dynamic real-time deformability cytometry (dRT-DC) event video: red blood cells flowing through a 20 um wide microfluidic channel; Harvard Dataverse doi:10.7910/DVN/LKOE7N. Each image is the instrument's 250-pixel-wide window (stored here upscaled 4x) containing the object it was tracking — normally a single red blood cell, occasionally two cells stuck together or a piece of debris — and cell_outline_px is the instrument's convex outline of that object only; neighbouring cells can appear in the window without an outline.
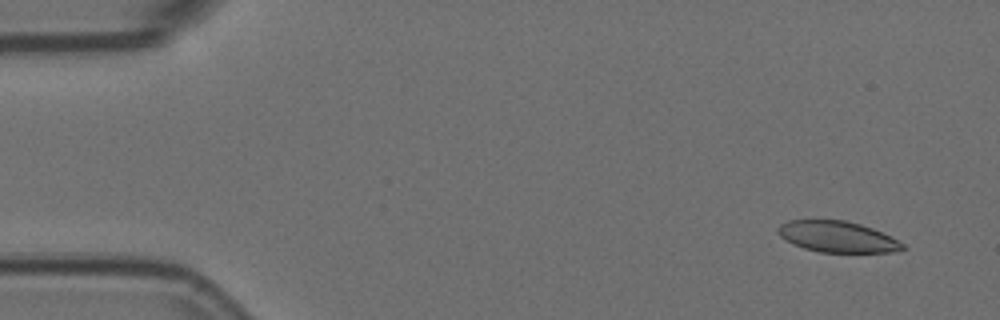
{"species": "Egyptian fruit bat (a non-hibernating species)", "species_latin": "Rousettus aegyptiacus", "temperature_condition": "room temperature", "stored_images_in_passage": 27, "camera_frame_rate_fps": 3000, "um_per_image_px": 0.085, "animal": {"sex": "female"}, "frame": {"image": 1, "passage_image": 3, "time_ms": 0.667, "image_size_px": [1000, 320], "cell_outline_px": [[908, 248], [892, 252], [820, 252], [804, 248], [792, 244], [780, 236], [776, 232], [776, 228], [780, 224], [788, 220], [844, 220], [860, 224], [872, 228], [904, 244]], "centroid_in_image_um": [71.13, 20.12], "position_along_channel_um": 13.9, "area_um2": 22.48}}
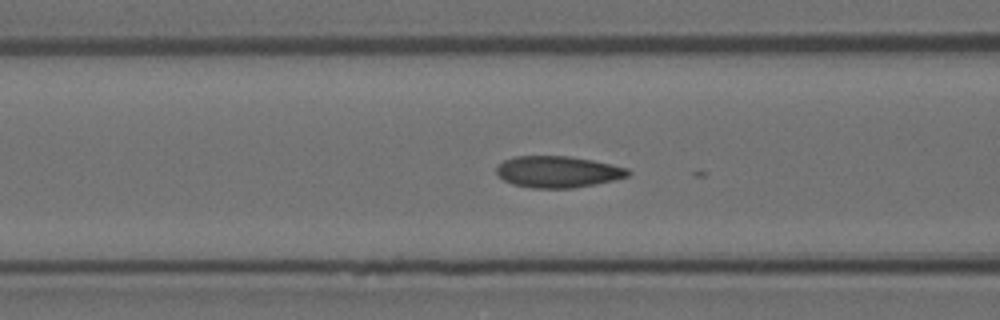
{"frame": {"image": 2, "passage_image": 21, "time_ms": 6.667, "image_size_px": [1000, 320], "cell_outline_px": [[632, 172], [628, 176], [596, 184], [572, 188], [532, 188], [512, 184], [504, 180], [496, 172], [496, 164], [504, 160], [516, 156], [568, 156], [592, 160], [612, 164], [628, 168]], "centroid_in_image_um": [47.41, 14.6], "position_along_channel_um": 119.2, "area_um2": 24.22}}
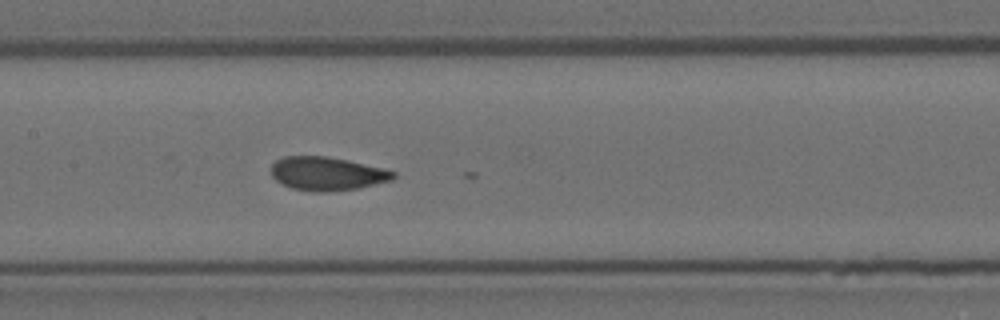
{"frame": {"image": 3, "passage_image": 26, "time_ms": 8.333, "image_size_px": [1000, 320], "cell_outline_px": [[396, 176], [392, 180], [356, 188], [328, 192], [312, 192], [292, 188], [276, 180], [272, 176], [272, 164], [276, 160], [284, 156], [324, 156], [348, 160], [396, 172]], "centroid_in_image_um": [27.78, 14.76], "position_along_channel_um": 179.6, "area_um2": 23.64}}